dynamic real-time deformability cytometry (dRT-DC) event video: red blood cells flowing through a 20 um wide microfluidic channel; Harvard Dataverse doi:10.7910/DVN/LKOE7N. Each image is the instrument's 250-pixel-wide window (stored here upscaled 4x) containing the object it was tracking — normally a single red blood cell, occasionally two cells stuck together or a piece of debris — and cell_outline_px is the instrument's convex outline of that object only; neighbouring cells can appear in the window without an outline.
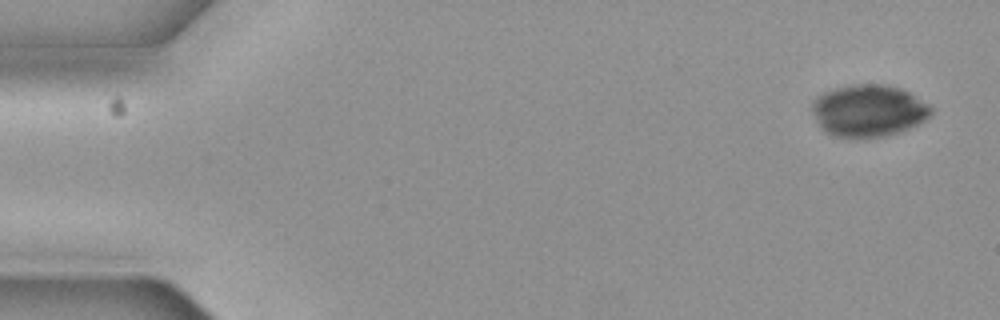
{"species": "common noctule bat (a hibernating species)", "species_latin": "Nyctalus noctula", "temperature_condition": "cold", "stored_images_in_passage": 6, "camera_frame_rate_fps": 3000, "um_per_image_px": 0.085, "animal": {"sex": "female", "body_mass_g": 19.3, "forearm_length_mm": 54.1}, "frame": {"image": 1, "passage_image": 1, "time_ms": 0.0, "image_size_px": [1000, 320], "cell_outline_px": [[932, 112], [924, 120], [900, 132], [884, 136], [836, 136], [828, 132], [820, 124], [812, 112], [812, 100], [816, 96], [824, 92], [848, 84], [884, 84], [900, 88], [908, 92], [928, 104], [932, 108]], "centroid_in_image_um": [73.82, 9.37], "position_along_channel_um": 11.2, "area_um2": 35.43}}